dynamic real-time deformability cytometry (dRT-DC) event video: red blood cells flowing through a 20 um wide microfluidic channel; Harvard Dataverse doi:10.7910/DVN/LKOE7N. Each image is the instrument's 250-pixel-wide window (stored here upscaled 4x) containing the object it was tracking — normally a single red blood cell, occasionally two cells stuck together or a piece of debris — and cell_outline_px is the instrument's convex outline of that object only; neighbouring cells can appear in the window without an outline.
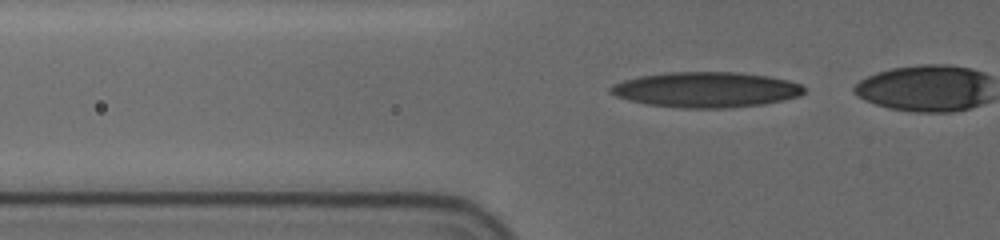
{"species": "human", "species_latin": "Homo sapiens", "temperature_condition": "cold", "stored_images_in_passage": 37, "camera_frame_rate_fps": 3000, "um_per_image_px": 0.085, "donor": {"sex": "female"}, "frame": {"image": 1, "passage_image": 7, "time_ms": 2.0, "image_size_px": [1000, 240], "cell_outline_px": [[804, 92], [800, 96], [764, 104], [728, 108], [680, 108], [648, 104], [628, 100], [616, 96], [608, 92], [608, 88], [612, 84], [624, 80], [640, 76], [668, 72], [736, 72], [768, 76], [788, 80], [800, 84], [804, 88]], "centroid_in_image_um": [59.99, 7.62], "position_along_channel_um": 65.8, "area_um2": 40.0}}
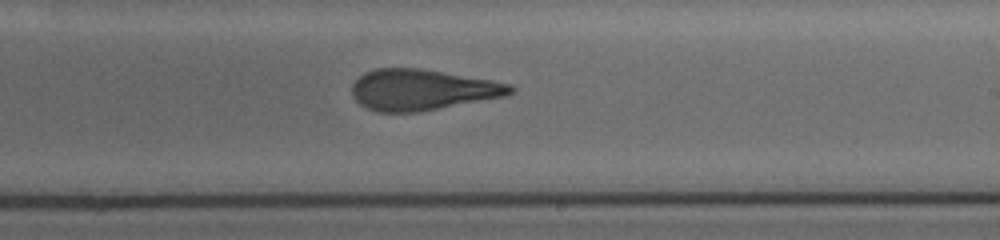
{"frame": {"image": 2, "passage_image": 23, "time_ms": 7.333, "image_size_px": [1000, 240], "cell_outline_px": [[516, 92], [504, 96], [420, 112], [380, 112], [368, 108], [360, 104], [352, 96], [352, 84], [364, 72], [376, 68], [420, 68], [492, 80], [512, 84], [516, 88]], "centroid_in_image_um": [35.9, 7.62], "position_along_channel_um": 253.1, "area_um2": 37.8}}
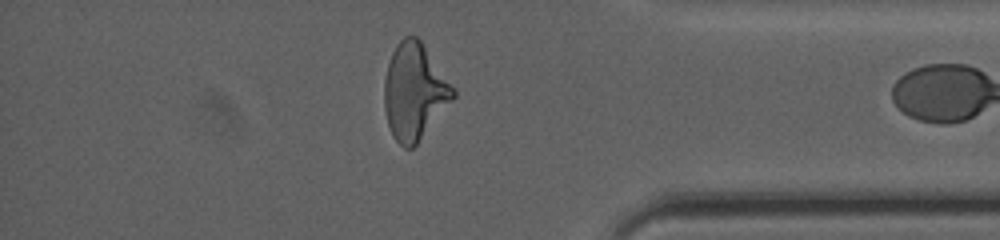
{"frame": {"image": 3, "passage_image": 36, "time_ms": 11.667, "image_size_px": [1000, 240], "cell_outline_px": [[456, 96], [416, 144], [412, 148], [404, 148], [392, 136], [388, 124], [384, 108], [384, 80], [388, 64], [392, 52], [396, 44], [404, 36], [416, 36], [420, 40], [456, 88]], "centroid_in_image_um": [35.23, 7.77], "position_along_channel_um": 400.0, "area_um2": 38.55}}